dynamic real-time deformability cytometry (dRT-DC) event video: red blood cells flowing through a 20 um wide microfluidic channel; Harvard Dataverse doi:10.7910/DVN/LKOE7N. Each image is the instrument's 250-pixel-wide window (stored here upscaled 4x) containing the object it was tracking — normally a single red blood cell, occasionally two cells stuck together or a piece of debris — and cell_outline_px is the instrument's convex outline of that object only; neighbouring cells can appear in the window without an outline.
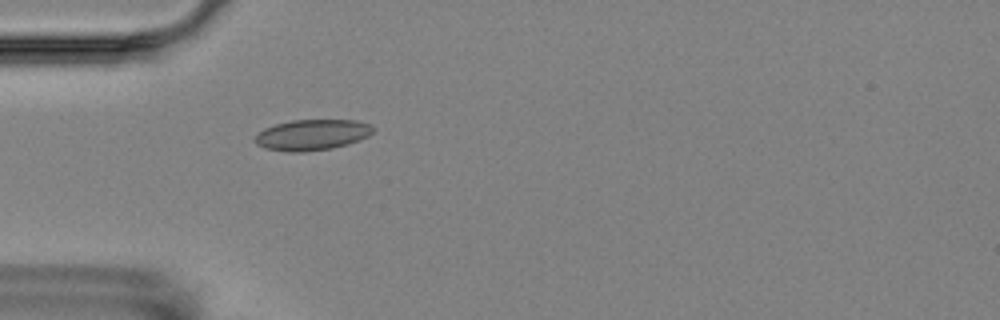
{"species": "Egyptian fruit bat (a non-hibernating species)", "species_latin": "Rousettus aegyptiacus", "temperature_condition": "room temperature", "stored_images_in_passage": 4, "camera_frame_rate_fps": 3000, "um_per_image_px": 0.085, "animal": {"sex": "female"}, "frame": {"image": 1, "passage_image": 4, "time_ms": 4.333, "image_size_px": [1000, 320], "cell_outline_px": [[376, 128], [368, 136], [348, 144], [332, 148], [304, 152], [288, 152], [264, 148], [256, 144], [252, 140], [264, 128], [276, 124], [292, 120], [356, 120], [372, 124]], "centroid_in_image_um": [26.53, 11.46], "position_along_channel_um": 58.5, "area_um2": 21.33}}